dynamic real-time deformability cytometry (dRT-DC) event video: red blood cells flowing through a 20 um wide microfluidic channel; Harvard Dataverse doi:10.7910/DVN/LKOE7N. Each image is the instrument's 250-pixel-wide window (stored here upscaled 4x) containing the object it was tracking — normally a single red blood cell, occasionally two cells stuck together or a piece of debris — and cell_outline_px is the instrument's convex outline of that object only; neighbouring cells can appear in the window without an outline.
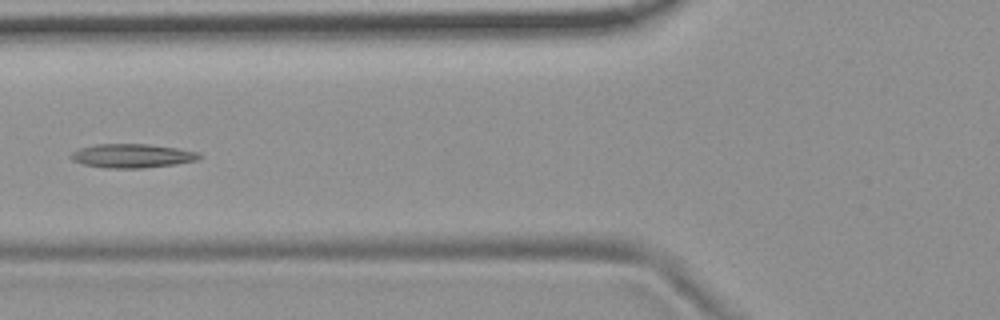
{"species": "common noctule bat (a hibernating species)", "species_latin": "Nyctalus noctula", "temperature_condition": "room temperature", "stored_images_in_passage": 10, "camera_frame_rate_fps": 3000, "um_per_image_px": 0.085, "animal": {"sex": "female", "body_mass_g": 19.9}, "frame": {"image": 1, "passage_image": 6, "time_ms": 6.0, "image_size_px": [1000, 320], "cell_outline_px": [[200, 156], [196, 160], [176, 164], [144, 168], [108, 168], [84, 164], [72, 160], [68, 156], [72, 152], [80, 148], [96, 144], [148, 144], [176, 148], [200, 152]], "centroid_in_image_um": [11.21, 13.24], "position_along_channel_um": 114.6, "area_um2": 17.8}}
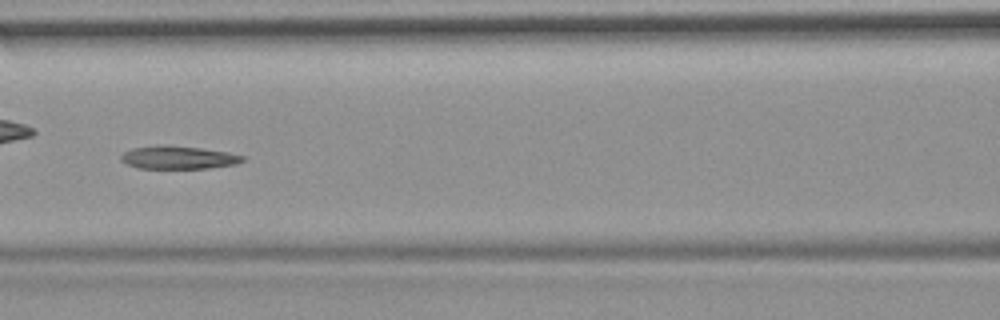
{"frame": {"image": 2, "passage_image": 7, "time_ms": 7.0, "image_size_px": [1000, 320], "cell_outline_px": [[244, 160], [236, 164], [208, 168], [136, 168], [120, 160], [120, 156], [124, 152], [132, 148], [160, 144], [168, 144], [204, 148], [228, 152], [244, 156]], "centroid_in_image_um": [15.14, 13.37], "position_along_channel_um": 151.5, "area_um2": 16.53}}